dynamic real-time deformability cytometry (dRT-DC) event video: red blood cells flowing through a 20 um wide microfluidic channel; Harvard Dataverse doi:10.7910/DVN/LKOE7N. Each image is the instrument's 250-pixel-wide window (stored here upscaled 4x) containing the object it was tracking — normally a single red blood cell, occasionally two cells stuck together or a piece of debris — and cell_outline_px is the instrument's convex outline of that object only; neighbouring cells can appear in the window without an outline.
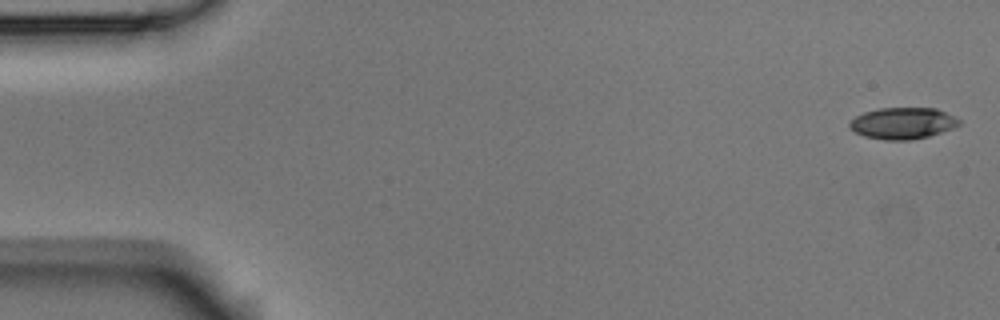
{"species": "Egyptian fruit bat (a non-hibernating species)", "species_latin": "Rousettus aegyptiacus", "temperature_condition": "room temperature", "stored_images_in_passage": 5, "camera_frame_rate_fps": 3000, "um_per_image_px": 0.085, "animal": {"sex": "male"}, "frame": {"image": 1, "passage_image": 1, "time_ms": 0.0, "image_size_px": [1000, 320], "cell_outline_px": [[960, 124], [952, 128], [928, 136], [912, 140], [884, 140], [864, 136], [856, 132], [848, 124], [856, 116], [864, 112], [880, 108], [936, 108], [960, 120]], "centroid_in_image_um": [76.72, 10.47], "position_along_channel_um": 8.3, "area_um2": 19.83}}
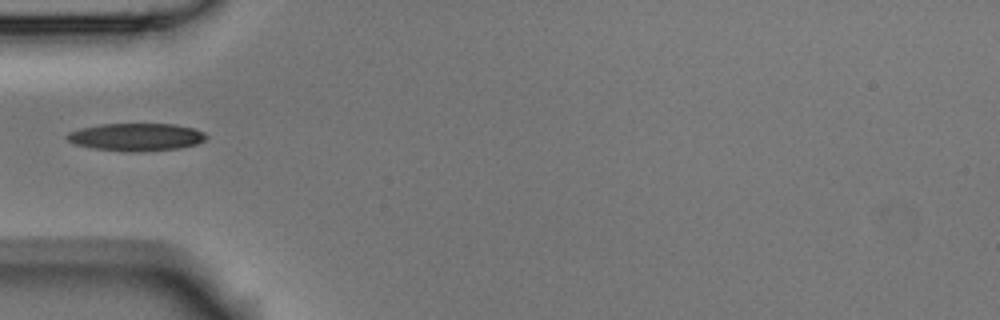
{"frame": {"image": 2, "passage_image": 5, "time_ms": 1.333, "image_size_px": [1000, 320], "cell_outline_px": [[208, 136], [204, 140], [196, 144], [180, 148], [136, 152], [128, 152], [92, 148], [76, 144], [68, 140], [64, 136], [68, 132], [80, 128], [100, 124], [172, 124], [192, 128], [204, 132]], "centroid_in_image_um": [11.55, 11.65], "position_along_channel_um": 73.4, "area_um2": 22.43}}